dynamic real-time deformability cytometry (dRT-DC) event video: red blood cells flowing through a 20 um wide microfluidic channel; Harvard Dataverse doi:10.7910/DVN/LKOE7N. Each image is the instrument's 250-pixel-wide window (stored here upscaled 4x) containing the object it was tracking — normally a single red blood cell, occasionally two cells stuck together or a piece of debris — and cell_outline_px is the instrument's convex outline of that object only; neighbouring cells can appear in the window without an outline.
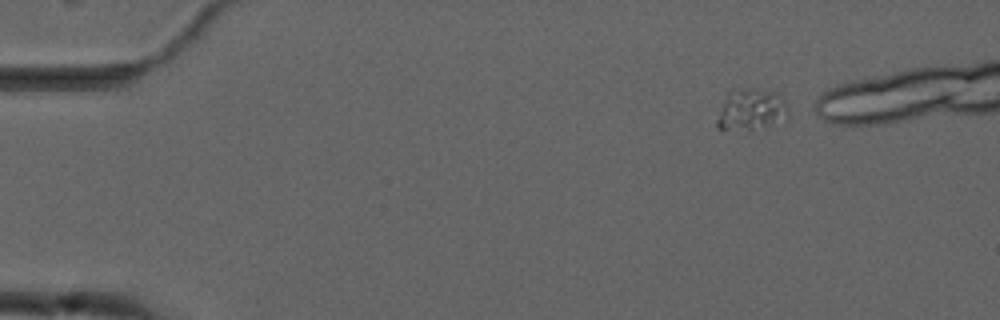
{"species": "common noctule bat (a hibernating species)", "species_latin": "Nyctalus noctula", "temperature_condition": "cold", "stored_images_in_passage": 6, "camera_frame_rate_fps": 3000, "um_per_image_px": 0.085, "animal": {"sex": "male", "forearm_length_mm": 52.5}, "frame": {"image": 1, "passage_image": 1, "time_ms": 0.0, "image_size_px": [1000, 320], "cell_outline_px": [[788, 120], [752, 128], [716, 128], [716, 120], [728, 92], [732, 88], [756, 88], [776, 92], [788, 104]], "centroid_in_image_um": [63.89, 9.26], "position_along_channel_um": 21.1, "area_um2": 16.99}}